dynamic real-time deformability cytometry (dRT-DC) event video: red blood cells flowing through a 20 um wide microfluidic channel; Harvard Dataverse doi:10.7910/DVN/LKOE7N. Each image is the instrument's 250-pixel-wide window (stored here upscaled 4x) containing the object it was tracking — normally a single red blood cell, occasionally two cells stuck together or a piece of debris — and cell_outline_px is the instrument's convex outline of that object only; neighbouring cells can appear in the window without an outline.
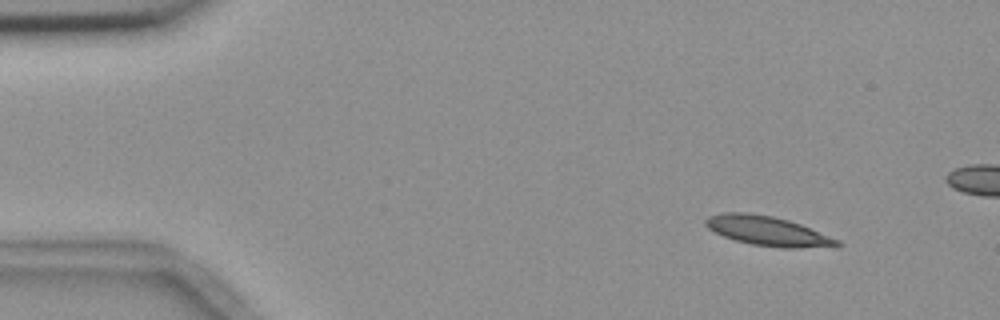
{"species": "common noctule bat (a hibernating species)", "species_latin": "Nyctalus noctula", "temperature_condition": "room temperature", "stored_images_in_passage": 4, "camera_frame_rate_fps": 3000, "um_per_image_px": 0.085, "animal": {"sex": "female", "body_mass_g": 18.4}, "frame": {"image": 1, "passage_image": 1, "time_ms": 0.0, "image_size_px": [1000, 320], "cell_outline_px": [[844, 244], [796, 248], [780, 248], [752, 244], [736, 240], [724, 236], [708, 228], [704, 224], [704, 220], [708, 216], [724, 212], [748, 212], [772, 216], [788, 220], [800, 224], [840, 240]], "centroid_in_image_um": [65.2, 19.61], "position_along_channel_um": 19.8, "area_um2": 22.31}}